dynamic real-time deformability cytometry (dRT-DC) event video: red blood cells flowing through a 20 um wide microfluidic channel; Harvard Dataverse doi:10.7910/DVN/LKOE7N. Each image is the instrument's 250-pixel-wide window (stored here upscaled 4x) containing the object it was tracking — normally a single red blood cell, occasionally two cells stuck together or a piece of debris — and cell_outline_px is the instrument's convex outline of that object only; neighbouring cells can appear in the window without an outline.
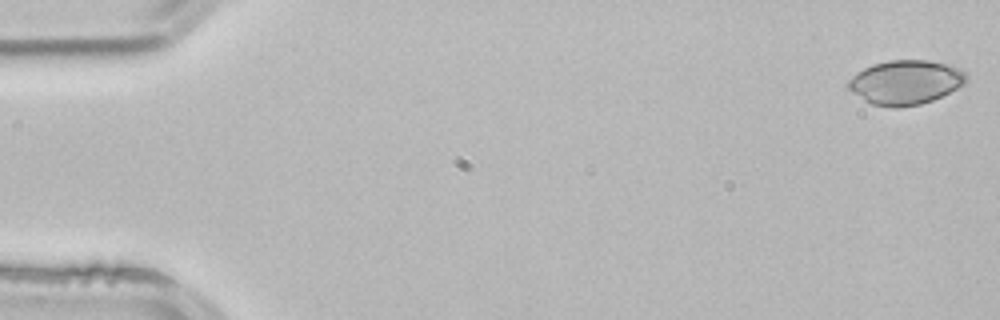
{"species": "common noctule bat (a hibernating species)", "species_latin": "Nyctalus noctula", "temperature_condition": "room temperature", "stored_images_in_passage": 52, "camera_frame_rate_fps": 3000, "um_per_image_px": 0.085, "animal": {"sex": "male", "body_mass_g": 21.5, "forearm_length_mm": 52.0}, "frame": {"image": 1, "passage_image": 1, "time_ms": 0.0, "image_size_px": [1000, 320], "cell_outline_px": [[968, 80], [964, 84], [932, 100], [920, 104], [896, 108], [892, 108], [872, 104], [864, 100], [852, 92], [848, 88], [848, 80], [856, 72], [872, 64], [888, 60], [928, 60], [960, 68], [964, 72]], "centroid_in_image_um": [76.94, 6.99], "position_along_channel_um": 8.1, "area_um2": 30.35}}
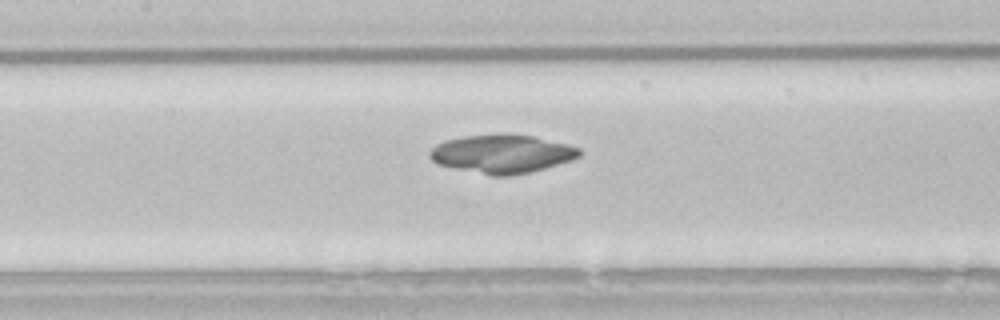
{"frame": {"image": 2, "passage_image": 24, "time_ms": 7.667, "image_size_px": [1000, 320], "cell_outline_px": [[580, 156], [572, 160], [532, 172], [512, 176], [492, 176], [436, 164], [428, 156], [428, 152], [436, 144], [444, 140], [464, 136], [536, 136], [568, 144], [580, 148]], "centroid_in_image_um": [42.67, 13.11], "position_along_channel_um": 164.7, "area_um2": 33.23}}
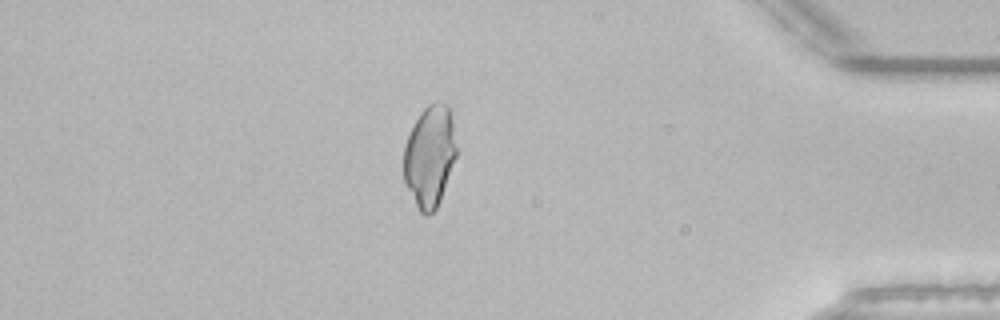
{"frame": {"image": 3, "passage_image": 45, "time_ms": 14.667, "image_size_px": [1000, 320], "cell_outline_px": [[456, 156], [440, 200], [436, 208], [428, 216], [424, 216], [420, 212], [404, 180], [404, 148], [408, 136], [420, 112], [428, 104], [448, 104], [452, 116], [456, 148]], "centroid_in_image_um": [36.53, 13.28], "position_along_channel_um": 398.7, "area_um2": 30.69}}